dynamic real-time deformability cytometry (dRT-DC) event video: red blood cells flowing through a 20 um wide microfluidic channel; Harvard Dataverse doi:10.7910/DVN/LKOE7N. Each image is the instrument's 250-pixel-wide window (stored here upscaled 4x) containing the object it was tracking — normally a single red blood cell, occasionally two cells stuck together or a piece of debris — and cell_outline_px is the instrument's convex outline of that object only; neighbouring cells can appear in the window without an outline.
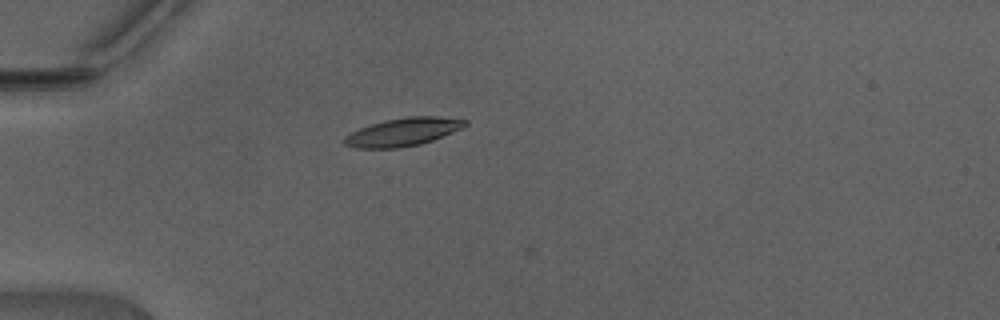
{"species": "Egyptian fruit bat (a non-hibernating species)", "species_latin": "Rousettus aegyptiacus", "temperature_condition": "warm", "stored_images_in_passage": 34, "camera_frame_rate_fps": 3000, "um_per_image_px": 0.085, "animal": {"sex": "male"}, "frame": {"image": 1, "passage_image": 2, "time_ms": 0.333, "image_size_px": [1000, 320], "cell_outline_px": [[468, 124], [464, 128], [432, 140], [420, 144], [400, 148], [356, 148], [344, 144], [344, 136], [360, 128], [384, 120], [408, 116], [440, 116], [468, 120]], "centroid_in_image_um": [34.3, 11.21], "position_along_channel_um": 50.7, "area_um2": 19.83}}
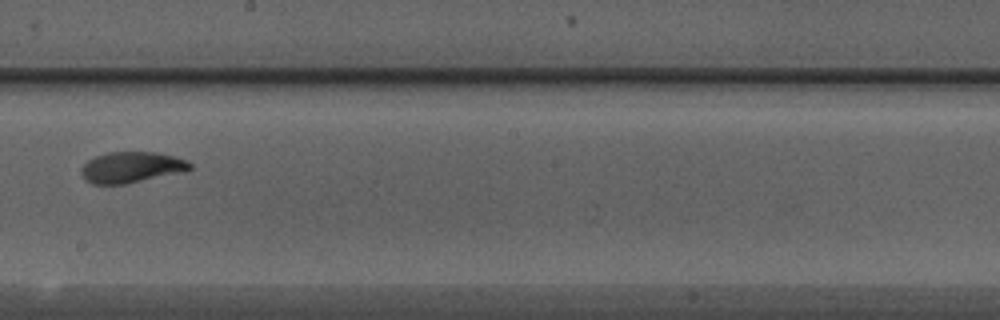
{"frame": {"image": 2, "passage_image": 16, "time_ms": 5.0, "image_size_px": [1000, 320], "cell_outline_px": [[192, 168], [184, 172], [124, 184], [92, 184], [84, 180], [80, 172], [80, 168], [88, 160], [96, 156], [108, 152], [156, 152], [172, 156], [184, 160], [192, 164]], "centroid_in_image_um": [11.13, 14.23], "position_along_channel_um": 237.1, "area_um2": 19.59}}
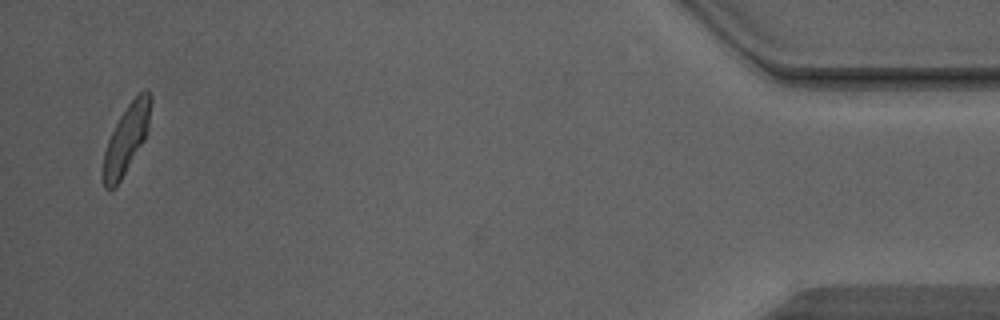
{"frame": {"image": 3, "passage_image": 34, "time_ms": 11.0, "image_size_px": [1000, 320], "cell_outline_px": [[152, 100], [148, 128], [144, 140], [120, 180], [108, 192], [104, 188], [104, 152], [108, 140], [120, 116], [128, 104], [144, 88], [148, 88], [152, 96]], "centroid_in_image_um": [10.77, 11.74], "position_along_channel_um": 424.4, "area_um2": 18.55}, "authors_computed_cell_mechanics": {"area_um2": 19.5653, "velocity_mm_per_s": 4.4171, "shape_relaxation_time_tau1_ms": 2.2426, "shape_relaxation_time_tau2_ms": 0.8303, "deformation_change_tau1": 0.1441, "deformation_change_tau2": 0.0489}}